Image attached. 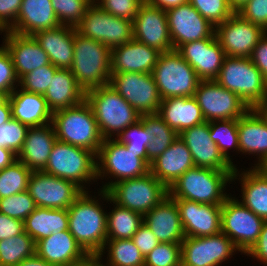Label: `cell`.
Wrapping results in <instances>:
<instances>
[{
  "label": "cell",
  "mask_w": 267,
  "mask_h": 266,
  "mask_svg": "<svg viewBox=\"0 0 267 266\" xmlns=\"http://www.w3.org/2000/svg\"><path fill=\"white\" fill-rule=\"evenodd\" d=\"M28 126L11 118L0 126V147L10 149L16 155L20 152L26 138Z\"/></svg>",
  "instance_id": "cell-49"
},
{
  "label": "cell",
  "mask_w": 267,
  "mask_h": 266,
  "mask_svg": "<svg viewBox=\"0 0 267 266\" xmlns=\"http://www.w3.org/2000/svg\"><path fill=\"white\" fill-rule=\"evenodd\" d=\"M188 2L214 27L234 13L227 0H188Z\"/></svg>",
  "instance_id": "cell-46"
},
{
  "label": "cell",
  "mask_w": 267,
  "mask_h": 266,
  "mask_svg": "<svg viewBox=\"0 0 267 266\" xmlns=\"http://www.w3.org/2000/svg\"><path fill=\"white\" fill-rule=\"evenodd\" d=\"M193 167L195 165L191 152L178 137L151 162L150 172L169 189L181 175Z\"/></svg>",
  "instance_id": "cell-28"
},
{
  "label": "cell",
  "mask_w": 267,
  "mask_h": 266,
  "mask_svg": "<svg viewBox=\"0 0 267 266\" xmlns=\"http://www.w3.org/2000/svg\"><path fill=\"white\" fill-rule=\"evenodd\" d=\"M116 207L107 214V240L132 239L140 225L143 215L115 204Z\"/></svg>",
  "instance_id": "cell-38"
},
{
  "label": "cell",
  "mask_w": 267,
  "mask_h": 266,
  "mask_svg": "<svg viewBox=\"0 0 267 266\" xmlns=\"http://www.w3.org/2000/svg\"><path fill=\"white\" fill-rule=\"evenodd\" d=\"M68 210L36 207L24 220V231L35 243L53 233L68 230Z\"/></svg>",
  "instance_id": "cell-35"
},
{
  "label": "cell",
  "mask_w": 267,
  "mask_h": 266,
  "mask_svg": "<svg viewBox=\"0 0 267 266\" xmlns=\"http://www.w3.org/2000/svg\"><path fill=\"white\" fill-rule=\"evenodd\" d=\"M4 46L11 55L14 70L20 80L32 70L51 64L49 56L33 36L6 31Z\"/></svg>",
  "instance_id": "cell-24"
},
{
  "label": "cell",
  "mask_w": 267,
  "mask_h": 266,
  "mask_svg": "<svg viewBox=\"0 0 267 266\" xmlns=\"http://www.w3.org/2000/svg\"><path fill=\"white\" fill-rule=\"evenodd\" d=\"M68 210V230L90 257L101 259L107 240V214L84 190Z\"/></svg>",
  "instance_id": "cell-1"
},
{
  "label": "cell",
  "mask_w": 267,
  "mask_h": 266,
  "mask_svg": "<svg viewBox=\"0 0 267 266\" xmlns=\"http://www.w3.org/2000/svg\"><path fill=\"white\" fill-rule=\"evenodd\" d=\"M179 138L191 152L195 167L234 172L235 166L225 159L218 146L212 141L209 122L205 121L182 131L179 133Z\"/></svg>",
  "instance_id": "cell-20"
},
{
  "label": "cell",
  "mask_w": 267,
  "mask_h": 266,
  "mask_svg": "<svg viewBox=\"0 0 267 266\" xmlns=\"http://www.w3.org/2000/svg\"><path fill=\"white\" fill-rule=\"evenodd\" d=\"M109 85L140 115L159 112L162 98L152 73H111Z\"/></svg>",
  "instance_id": "cell-12"
},
{
  "label": "cell",
  "mask_w": 267,
  "mask_h": 266,
  "mask_svg": "<svg viewBox=\"0 0 267 266\" xmlns=\"http://www.w3.org/2000/svg\"><path fill=\"white\" fill-rule=\"evenodd\" d=\"M12 118L28 127L51 124L53 112L41 94L24 90L13 91L9 95ZM48 122V123H47Z\"/></svg>",
  "instance_id": "cell-31"
},
{
  "label": "cell",
  "mask_w": 267,
  "mask_h": 266,
  "mask_svg": "<svg viewBox=\"0 0 267 266\" xmlns=\"http://www.w3.org/2000/svg\"><path fill=\"white\" fill-rule=\"evenodd\" d=\"M74 266H103L98 257H89L86 261Z\"/></svg>",
  "instance_id": "cell-63"
},
{
  "label": "cell",
  "mask_w": 267,
  "mask_h": 266,
  "mask_svg": "<svg viewBox=\"0 0 267 266\" xmlns=\"http://www.w3.org/2000/svg\"><path fill=\"white\" fill-rule=\"evenodd\" d=\"M177 51L201 81L215 80L226 56L216 34L211 38L183 44Z\"/></svg>",
  "instance_id": "cell-21"
},
{
  "label": "cell",
  "mask_w": 267,
  "mask_h": 266,
  "mask_svg": "<svg viewBox=\"0 0 267 266\" xmlns=\"http://www.w3.org/2000/svg\"><path fill=\"white\" fill-rule=\"evenodd\" d=\"M17 266H54L46 260L40 258L36 253L28 258L22 260Z\"/></svg>",
  "instance_id": "cell-60"
},
{
  "label": "cell",
  "mask_w": 267,
  "mask_h": 266,
  "mask_svg": "<svg viewBox=\"0 0 267 266\" xmlns=\"http://www.w3.org/2000/svg\"><path fill=\"white\" fill-rule=\"evenodd\" d=\"M221 232L231 239L241 253H247L257 242L265 220L238 200L228 197L221 209Z\"/></svg>",
  "instance_id": "cell-11"
},
{
  "label": "cell",
  "mask_w": 267,
  "mask_h": 266,
  "mask_svg": "<svg viewBox=\"0 0 267 266\" xmlns=\"http://www.w3.org/2000/svg\"><path fill=\"white\" fill-rule=\"evenodd\" d=\"M152 75L162 99L192 97L201 81L177 50L162 52Z\"/></svg>",
  "instance_id": "cell-9"
},
{
  "label": "cell",
  "mask_w": 267,
  "mask_h": 266,
  "mask_svg": "<svg viewBox=\"0 0 267 266\" xmlns=\"http://www.w3.org/2000/svg\"><path fill=\"white\" fill-rule=\"evenodd\" d=\"M31 173L32 171L19 160L0 170V199L27 191Z\"/></svg>",
  "instance_id": "cell-40"
},
{
  "label": "cell",
  "mask_w": 267,
  "mask_h": 266,
  "mask_svg": "<svg viewBox=\"0 0 267 266\" xmlns=\"http://www.w3.org/2000/svg\"><path fill=\"white\" fill-rule=\"evenodd\" d=\"M58 69H70L74 56L75 27L59 25L32 35Z\"/></svg>",
  "instance_id": "cell-27"
},
{
  "label": "cell",
  "mask_w": 267,
  "mask_h": 266,
  "mask_svg": "<svg viewBox=\"0 0 267 266\" xmlns=\"http://www.w3.org/2000/svg\"><path fill=\"white\" fill-rule=\"evenodd\" d=\"M102 197L143 216L169 196L168 188L151 172L145 176L109 182L101 190Z\"/></svg>",
  "instance_id": "cell-5"
},
{
  "label": "cell",
  "mask_w": 267,
  "mask_h": 266,
  "mask_svg": "<svg viewBox=\"0 0 267 266\" xmlns=\"http://www.w3.org/2000/svg\"><path fill=\"white\" fill-rule=\"evenodd\" d=\"M215 81L256 108L267 96V83L250 58L225 56Z\"/></svg>",
  "instance_id": "cell-7"
},
{
  "label": "cell",
  "mask_w": 267,
  "mask_h": 266,
  "mask_svg": "<svg viewBox=\"0 0 267 266\" xmlns=\"http://www.w3.org/2000/svg\"><path fill=\"white\" fill-rule=\"evenodd\" d=\"M132 240L144 257L160 243L144 222L133 235Z\"/></svg>",
  "instance_id": "cell-54"
},
{
  "label": "cell",
  "mask_w": 267,
  "mask_h": 266,
  "mask_svg": "<svg viewBox=\"0 0 267 266\" xmlns=\"http://www.w3.org/2000/svg\"><path fill=\"white\" fill-rule=\"evenodd\" d=\"M96 158L101 162V165L97 162V177L110 173L116 176L115 182L142 177L150 172V167L140 158V152L127 150L116 139H104Z\"/></svg>",
  "instance_id": "cell-14"
},
{
  "label": "cell",
  "mask_w": 267,
  "mask_h": 266,
  "mask_svg": "<svg viewBox=\"0 0 267 266\" xmlns=\"http://www.w3.org/2000/svg\"><path fill=\"white\" fill-rule=\"evenodd\" d=\"M57 70L58 68L52 64L32 70L19 80L21 89L26 92L44 95Z\"/></svg>",
  "instance_id": "cell-48"
},
{
  "label": "cell",
  "mask_w": 267,
  "mask_h": 266,
  "mask_svg": "<svg viewBox=\"0 0 267 266\" xmlns=\"http://www.w3.org/2000/svg\"><path fill=\"white\" fill-rule=\"evenodd\" d=\"M161 52L135 39L111 49V73H152Z\"/></svg>",
  "instance_id": "cell-25"
},
{
  "label": "cell",
  "mask_w": 267,
  "mask_h": 266,
  "mask_svg": "<svg viewBox=\"0 0 267 266\" xmlns=\"http://www.w3.org/2000/svg\"><path fill=\"white\" fill-rule=\"evenodd\" d=\"M19 82L13 61L5 46L0 47V91L10 95L14 91V83Z\"/></svg>",
  "instance_id": "cell-51"
},
{
  "label": "cell",
  "mask_w": 267,
  "mask_h": 266,
  "mask_svg": "<svg viewBox=\"0 0 267 266\" xmlns=\"http://www.w3.org/2000/svg\"><path fill=\"white\" fill-rule=\"evenodd\" d=\"M60 25L75 27L91 5L88 0H51Z\"/></svg>",
  "instance_id": "cell-45"
},
{
  "label": "cell",
  "mask_w": 267,
  "mask_h": 266,
  "mask_svg": "<svg viewBox=\"0 0 267 266\" xmlns=\"http://www.w3.org/2000/svg\"><path fill=\"white\" fill-rule=\"evenodd\" d=\"M17 160V155L13 153L10 149L0 147V170L11 165Z\"/></svg>",
  "instance_id": "cell-59"
},
{
  "label": "cell",
  "mask_w": 267,
  "mask_h": 266,
  "mask_svg": "<svg viewBox=\"0 0 267 266\" xmlns=\"http://www.w3.org/2000/svg\"><path fill=\"white\" fill-rule=\"evenodd\" d=\"M133 39L161 53L174 50L166 10L144 2L133 21Z\"/></svg>",
  "instance_id": "cell-19"
},
{
  "label": "cell",
  "mask_w": 267,
  "mask_h": 266,
  "mask_svg": "<svg viewBox=\"0 0 267 266\" xmlns=\"http://www.w3.org/2000/svg\"><path fill=\"white\" fill-rule=\"evenodd\" d=\"M219 124H216V123ZM209 122L210 137L212 141L218 146L220 153L232 165L227 148L234 147L239 151V138H238V119L220 120Z\"/></svg>",
  "instance_id": "cell-42"
},
{
  "label": "cell",
  "mask_w": 267,
  "mask_h": 266,
  "mask_svg": "<svg viewBox=\"0 0 267 266\" xmlns=\"http://www.w3.org/2000/svg\"><path fill=\"white\" fill-rule=\"evenodd\" d=\"M267 32L260 38L257 45L253 48L250 56L251 61L257 69L262 73V76L267 83Z\"/></svg>",
  "instance_id": "cell-55"
},
{
  "label": "cell",
  "mask_w": 267,
  "mask_h": 266,
  "mask_svg": "<svg viewBox=\"0 0 267 266\" xmlns=\"http://www.w3.org/2000/svg\"><path fill=\"white\" fill-rule=\"evenodd\" d=\"M237 131L240 152L257 153L258 166L267 160V122L255 108L238 118Z\"/></svg>",
  "instance_id": "cell-32"
},
{
  "label": "cell",
  "mask_w": 267,
  "mask_h": 266,
  "mask_svg": "<svg viewBox=\"0 0 267 266\" xmlns=\"http://www.w3.org/2000/svg\"><path fill=\"white\" fill-rule=\"evenodd\" d=\"M85 100L91 106L103 139L117 136L141 115L109 84L85 93Z\"/></svg>",
  "instance_id": "cell-6"
},
{
  "label": "cell",
  "mask_w": 267,
  "mask_h": 266,
  "mask_svg": "<svg viewBox=\"0 0 267 266\" xmlns=\"http://www.w3.org/2000/svg\"><path fill=\"white\" fill-rule=\"evenodd\" d=\"M27 192L37 207L68 209L83 190L72 181L43 171H32Z\"/></svg>",
  "instance_id": "cell-15"
},
{
  "label": "cell",
  "mask_w": 267,
  "mask_h": 266,
  "mask_svg": "<svg viewBox=\"0 0 267 266\" xmlns=\"http://www.w3.org/2000/svg\"><path fill=\"white\" fill-rule=\"evenodd\" d=\"M56 140L55 129L49 124L29 127L17 160L31 171H43Z\"/></svg>",
  "instance_id": "cell-29"
},
{
  "label": "cell",
  "mask_w": 267,
  "mask_h": 266,
  "mask_svg": "<svg viewBox=\"0 0 267 266\" xmlns=\"http://www.w3.org/2000/svg\"><path fill=\"white\" fill-rule=\"evenodd\" d=\"M236 13L267 32V0H249Z\"/></svg>",
  "instance_id": "cell-52"
},
{
  "label": "cell",
  "mask_w": 267,
  "mask_h": 266,
  "mask_svg": "<svg viewBox=\"0 0 267 266\" xmlns=\"http://www.w3.org/2000/svg\"><path fill=\"white\" fill-rule=\"evenodd\" d=\"M140 120L149 135L154 136L147 147L148 166L160 156L178 137L158 113L141 115Z\"/></svg>",
  "instance_id": "cell-37"
},
{
  "label": "cell",
  "mask_w": 267,
  "mask_h": 266,
  "mask_svg": "<svg viewBox=\"0 0 267 266\" xmlns=\"http://www.w3.org/2000/svg\"><path fill=\"white\" fill-rule=\"evenodd\" d=\"M75 30L78 34L103 43L110 49L133 39V22L107 13L96 2L87 8Z\"/></svg>",
  "instance_id": "cell-10"
},
{
  "label": "cell",
  "mask_w": 267,
  "mask_h": 266,
  "mask_svg": "<svg viewBox=\"0 0 267 266\" xmlns=\"http://www.w3.org/2000/svg\"><path fill=\"white\" fill-rule=\"evenodd\" d=\"M241 175L242 204L255 215L267 220V176L258 167Z\"/></svg>",
  "instance_id": "cell-36"
},
{
  "label": "cell",
  "mask_w": 267,
  "mask_h": 266,
  "mask_svg": "<svg viewBox=\"0 0 267 266\" xmlns=\"http://www.w3.org/2000/svg\"><path fill=\"white\" fill-rule=\"evenodd\" d=\"M97 5L110 13L113 16L119 18L128 19L134 21L140 6L144 3V0H100Z\"/></svg>",
  "instance_id": "cell-50"
},
{
  "label": "cell",
  "mask_w": 267,
  "mask_h": 266,
  "mask_svg": "<svg viewBox=\"0 0 267 266\" xmlns=\"http://www.w3.org/2000/svg\"><path fill=\"white\" fill-rule=\"evenodd\" d=\"M36 243L25 231L20 235L0 240V264L17 266L35 254Z\"/></svg>",
  "instance_id": "cell-39"
},
{
  "label": "cell",
  "mask_w": 267,
  "mask_h": 266,
  "mask_svg": "<svg viewBox=\"0 0 267 266\" xmlns=\"http://www.w3.org/2000/svg\"><path fill=\"white\" fill-rule=\"evenodd\" d=\"M166 16L174 50L215 34V27L189 2L167 9Z\"/></svg>",
  "instance_id": "cell-18"
},
{
  "label": "cell",
  "mask_w": 267,
  "mask_h": 266,
  "mask_svg": "<svg viewBox=\"0 0 267 266\" xmlns=\"http://www.w3.org/2000/svg\"><path fill=\"white\" fill-rule=\"evenodd\" d=\"M91 4L95 3V0H88Z\"/></svg>",
  "instance_id": "cell-67"
},
{
  "label": "cell",
  "mask_w": 267,
  "mask_h": 266,
  "mask_svg": "<svg viewBox=\"0 0 267 266\" xmlns=\"http://www.w3.org/2000/svg\"><path fill=\"white\" fill-rule=\"evenodd\" d=\"M144 223L160 243L181 244L185 238L176 202L166 197L160 204L146 213Z\"/></svg>",
  "instance_id": "cell-26"
},
{
  "label": "cell",
  "mask_w": 267,
  "mask_h": 266,
  "mask_svg": "<svg viewBox=\"0 0 267 266\" xmlns=\"http://www.w3.org/2000/svg\"><path fill=\"white\" fill-rule=\"evenodd\" d=\"M158 114L178 134L205 122L194 96L162 99Z\"/></svg>",
  "instance_id": "cell-33"
},
{
  "label": "cell",
  "mask_w": 267,
  "mask_h": 266,
  "mask_svg": "<svg viewBox=\"0 0 267 266\" xmlns=\"http://www.w3.org/2000/svg\"><path fill=\"white\" fill-rule=\"evenodd\" d=\"M238 250L224 233L185 237L181 242V266H218Z\"/></svg>",
  "instance_id": "cell-17"
},
{
  "label": "cell",
  "mask_w": 267,
  "mask_h": 266,
  "mask_svg": "<svg viewBox=\"0 0 267 266\" xmlns=\"http://www.w3.org/2000/svg\"><path fill=\"white\" fill-rule=\"evenodd\" d=\"M267 264V220L264 222L257 242L247 252Z\"/></svg>",
  "instance_id": "cell-57"
},
{
  "label": "cell",
  "mask_w": 267,
  "mask_h": 266,
  "mask_svg": "<svg viewBox=\"0 0 267 266\" xmlns=\"http://www.w3.org/2000/svg\"><path fill=\"white\" fill-rule=\"evenodd\" d=\"M255 109L267 122V96L262 100V102Z\"/></svg>",
  "instance_id": "cell-62"
},
{
  "label": "cell",
  "mask_w": 267,
  "mask_h": 266,
  "mask_svg": "<svg viewBox=\"0 0 267 266\" xmlns=\"http://www.w3.org/2000/svg\"><path fill=\"white\" fill-rule=\"evenodd\" d=\"M144 2L151 6L167 10L169 8L187 3L188 0H144Z\"/></svg>",
  "instance_id": "cell-58"
},
{
  "label": "cell",
  "mask_w": 267,
  "mask_h": 266,
  "mask_svg": "<svg viewBox=\"0 0 267 266\" xmlns=\"http://www.w3.org/2000/svg\"><path fill=\"white\" fill-rule=\"evenodd\" d=\"M229 6L234 12L242 8L249 0H227Z\"/></svg>",
  "instance_id": "cell-64"
},
{
  "label": "cell",
  "mask_w": 267,
  "mask_h": 266,
  "mask_svg": "<svg viewBox=\"0 0 267 266\" xmlns=\"http://www.w3.org/2000/svg\"><path fill=\"white\" fill-rule=\"evenodd\" d=\"M43 96L50 110L56 112L81 103L85 92L70 69H58Z\"/></svg>",
  "instance_id": "cell-34"
},
{
  "label": "cell",
  "mask_w": 267,
  "mask_h": 266,
  "mask_svg": "<svg viewBox=\"0 0 267 266\" xmlns=\"http://www.w3.org/2000/svg\"><path fill=\"white\" fill-rule=\"evenodd\" d=\"M12 118L11 105L9 98L0 104V126Z\"/></svg>",
  "instance_id": "cell-61"
},
{
  "label": "cell",
  "mask_w": 267,
  "mask_h": 266,
  "mask_svg": "<svg viewBox=\"0 0 267 266\" xmlns=\"http://www.w3.org/2000/svg\"><path fill=\"white\" fill-rule=\"evenodd\" d=\"M34 199L27 191L0 199V213L24 221L35 209Z\"/></svg>",
  "instance_id": "cell-44"
},
{
  "label": "cell",
  "mask_w": 267,
  "mask_h": 266,
  "mask_svg": "<svg viewBox=\"0 0 267 266\" xmlns=\"http://www.w3.org/2000/svg\"><path fill=\"white\" fill-rule=\"evenodd\" d=\"M255 167H258L259 170L267 176V160H265L261 165Z\"/></svg>",
  "instance_id": "cell-65"
},
{
  "label": "cell",
  "mask_w": 267,
  "mask_h": 266,
  "mask_svg": "<svg viewBox=\"0 0 267 266\" xmlns=\"http://www.w3.org/2000/svg\"><path fill=\"white\" fill-rule=\"evenodd\" d=\"M21 3L22 0H0V31H9L15 25Z\"/></svg>",
  "instance_id": "cell-53"
},
{
  "label": "cell",
  "mask_w": 267,
  "mask_h": 266,
  "mask_svg": "<svg viewBox=\"0 0 267 266\" xmlns=\"http://www.w3.org/2000/svg\"><path fill=\"white\" fill-rule=\"evenodd\" d=\"M24 232V221L0 213V240L8 239Z\"/></svg>",
  "instance_id": "cell-56"
},
{
  "label": "cell",
  "mask_w": 267,
  "mask_h": 266,
  "mask_svg": "<svg viewBox=\"0 0 267 266\" xmlns=\"http://www.w3.org/2000/svg\"><path fill=\"white\" fill-rule=\"evenodd\" d=\"M144 266H181V244L159 243L144 257Z\"/></svg>",
  "instance_id": "cell-47"
},
{
  "label": "cell",
  "mask_w": 267,
  "mask_h": 266,
  "mask_svg": "<svg viewBox=\"0 0 267 266\" xmlns=\"http://www.w3.org/2000/svg\"><path fill=\"white\" fill-rule=\"evenodd\" d=\"M8 97L9 95L6 92L0 91V104H2Z\"/></svg>",
  "instance_id": "cell-66"
},
{
  "label": "cell",
  "mask_w": 267,
  "mask_h": 266,
  "mask_svg": "<svg viewBox=\"0 0 267 266\" xmlns=\"http://www.w3.org/2000/svg\"><path fill=\"white\" fill-rule=\"evenodd\" d=\"M59 25L51 0H22L16 23L9 31L32 36Z\"/></svg>",
  "instance_id": "cell-30"
},
{
  "label": "cell",
  "mask_w": 267,
  "mask_h": 266,
  "mask_svg": "<svg viewBox=\"0 0 267 266\" xmlns=\"http://www.w3.org/2000/svg\"><path fill=\"white\" fill-rule=\"evenodd\" d=\"M265 30L243 19L234 12L223 23L215 27V34L226 56L250 58L253 48Z\"/></svg>",
  "instance_id": "cell-16"
},
{
  "label": "cell",
  "mask_w": 267,
  "mask_h": 266,
  "mask_svg": "<svg viewBox=\"0 0 267 266\" xmlns=\"http://www.w3.org/2000/svg\"><path fill=\"white\" fill-rule=\"evenodd\" d=\"M179 209L185 237H205L221 233L222 205L202 204L185 199H173Z\"/></svg>",
  "instance_id": "cell-22"
},
{
  "label": "cell",
  "mask_w": 267,
  "mask_h": 266,
  "mask_svg": "<svg viewBox=\"0 0 267 266\" xmlns=\"http://www.w3.org/2000/svg\"><path fill=\"white\" fill-rule=\"evenodd\" d=\"M109 244V264L107 266H144V256L132 239L106 240ZM105 266V265H103Z\"/></svg>",
  "instance_id": "cell-41"
},
{
  "label": "cell",
  "mask_w": 267,
  "mask_h": 266,
  "mask_svg": "<svg viewBox=\"0 0 267 266\" xmlns=\"http://www.w3.org/2000/svg\"><path fill=\"white\" fill-rule=\"evenodd\" d=\"M70 70L85 93L109 84L111 49L75 30L74 56Z\"/></svg>",
  "instance_id": "cell-2"
},
{
  "label": "cell",
  "mask_w": 267,
  "mask_h": 266,
  "mask_svg": "<svg viewBox=\"0 0 267 266\" xmlns=\"http://www.w3.org/2000/svg\"><path fill=\"white\" fill-rule=\"evenodd\" d=\"M234 172L193 167L181 175L168 189L172 199H185L202 204L222 205L229 195L223 194L228 181L236 179Z\"/></svg>",
  "instance_id": "cell-3"
},
{
  "label": "cell",
  "mask_w": 267,
  "mask_h": 266,
  "mask_svg": "<svg viewBox=\"0 0 267 266\" xmlns=\"http://www.w3.org/2000/svg\"><path fill=\"white\" fill-rule=\"evenodd\" d=\"M95 159L90 150L56 140L43 172L72 181L84 191L81 182L98 179Z\"/></svg>",
  "instance_id": "cell-8"
},
{
  "label": "cell",
  "mask_w": 267,
  "mask_h": 266,
  "mask_svg": "<svg viewBox=\"0 0 267 266\" xmlns=\"http://www.w3.org/2000/svg\"><path fill=\"white\" fill-rule=\"evenodd\" d=\"M194 97L207 122L238 119L250 109L240 97L215 80L200 81Z\"/></svg>",
  "instance_id": "cell-13"
},
{
  "label": "cell",
  "mask_w": 267,
  "mask_h": 266,
  "mask_svg": "<svg viewBox=\"0 0 267 266\" xmlns=\"http://www.w3.org/2000/svg\"><path fill=\"white\" fill-rule=\"evenodd\" d=\"M59 141L94 152L96 155L103 143L96 118L89 103H81L53 112L52 122Z\"/></svg>",
  "instance_id": "cell-4"
},
{
  "label": "cell",
  "mask_w": 267,
  "mask_h": 266,
  "mask_svg": "<svg viewBox=\"0 0 267 266\" xmlns=\"http://www.w3.org/2000/svg\"><path fill=\"white\" fill-rule=\"evenodd\" d=\"M35 253L54 266H74L90 257L69 230L53 233L37 241Z\"/></svg>",
  "instance_id": "cell-23"
},
{
  "label": "cell",
  "mask_w": 267,
  "mask_h": 266,
  "mask_svg": "<svg viewBox=\"0 0 267 266\" xmlns=\"http://www.w3.org/2000/svg\"><path fill=\"white\" fill-rule=\"evenodd\" d=\"M153 137L147 133L142 121L138 120L122 131L116 140L124 144L127 150L140 152V158L148 165L147 147Z\"/></svg>",
  "instance_id": "cell-43"
}]
</instances>
